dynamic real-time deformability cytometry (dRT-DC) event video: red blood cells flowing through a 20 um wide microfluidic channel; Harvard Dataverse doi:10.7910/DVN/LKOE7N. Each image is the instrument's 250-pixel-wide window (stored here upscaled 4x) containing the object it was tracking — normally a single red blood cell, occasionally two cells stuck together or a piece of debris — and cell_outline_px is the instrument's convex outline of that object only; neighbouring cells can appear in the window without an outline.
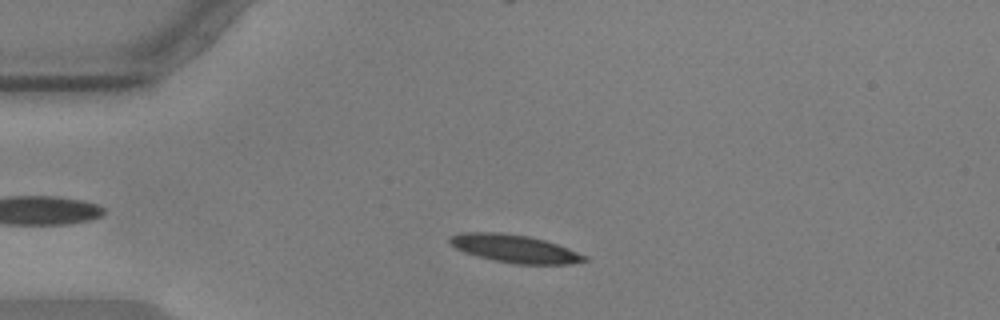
{"species": "common noctule bat (a hibernating species)", "species_latin": "Nyctalus noctula", "temperature_condition": "warm", "stored_images_in_passage": 53, "camera_frame_rate_fps": 3000, "um_per_image_px": 0.085, "animal": {"sex": "male", "body_mass_g": 17.9, "forearm_length_mm": 54.2}, "frame": {"image": 1, "passage_image": 9, "time_ms": 2.667, "image_size_px": [1000, 320], "cell_outline_px": [[588, 260], [572, 264], [512, 264], [492, 260], [476, 256], [464, 252], [448, 244], [448, 240], [452, 236], [460, 232], [500, 232], [528, 236], [544, 240], [568, 248], [588, 256]], "centroid_in_image_um": [43.73, 21.14], "position_along_channel_um": 41.3, "area_um2": 22.08}}
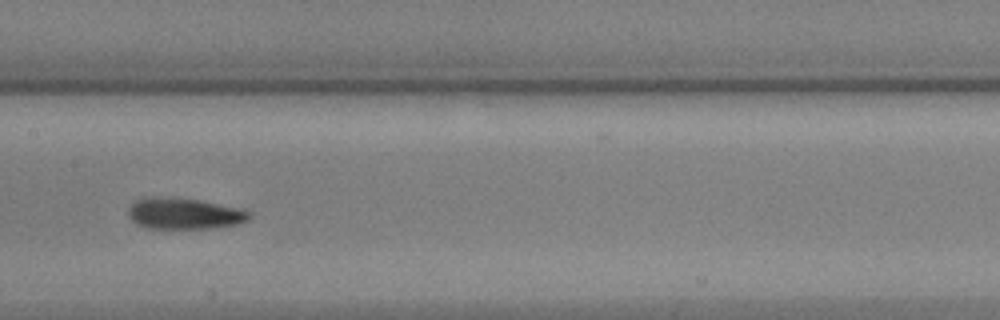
{"frame": {"image": 2, "passage_image": 24, "time_ms": 7.667, "image_size_px": [1000, 320], "cell_outline_px": [[252, 216], [248, 220], [240, 224], [216, 228], [148, 228], [136, 224], [128, 216], [128, 208], [136, 200], [144, 196], [160, 196], [196, 200], [236, 208], [252, 212]], "centroid_in_image_um": [15.63, 18.16], "position_along_channel_um": 191.8, "area_um2": 22.02}}
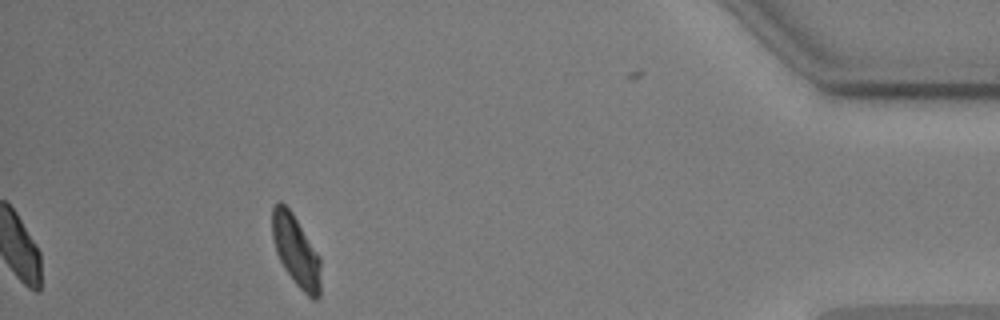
{"frame": {"image": 3, "passage_image": 47, "time_ms": 15.333, "image_size_px": [1000, 320], "cell_outline_px": [[320, 296], [316, 300], [312, 300], [296, 284], [284, 268], [276, 252], [272, 236], [272, 208], [276, 200], [280, 200], [292, 212], [320, 256]], "centroid_in_image_um": [25.15, 21.31], "position_along_channel_um": 410.0, "area_um2": 20.17}, "authors_computed_cell_mechanics": {"area_um2": 21.3282, "velocity_mm_per_s": 3.5548, "shape_relaxation_time_tau1_ms": 3.017, "shape_relaxation_time_tau2_ms": 3.8531, "deformation_change_tau1": 0.1432, "deformation_change_tau2": 0.1109}}